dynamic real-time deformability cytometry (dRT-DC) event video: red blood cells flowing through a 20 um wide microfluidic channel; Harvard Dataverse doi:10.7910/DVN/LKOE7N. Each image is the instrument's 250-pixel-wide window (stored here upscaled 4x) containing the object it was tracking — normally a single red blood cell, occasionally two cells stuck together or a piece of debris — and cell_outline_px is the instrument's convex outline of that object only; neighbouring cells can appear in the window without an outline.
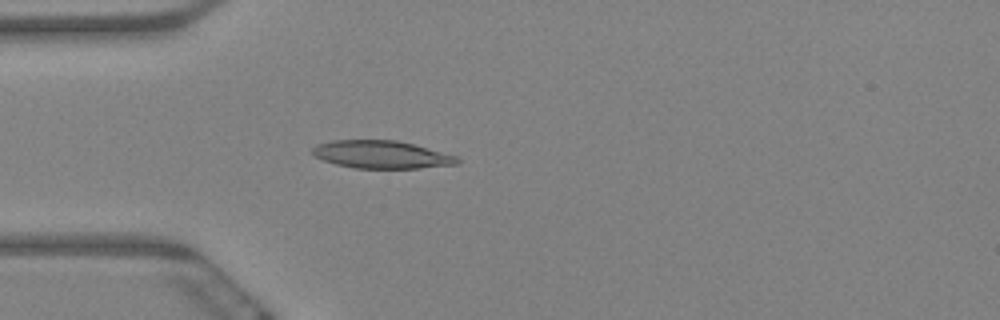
{"species": "Egyptian fruit bat (a non-hibernating species)", "species_latin": "Rousettus aegyptiacus", "temperature_condition": "warm", "stored_images_in_passage": 60, "camera_frame_rate_fps": 3000, "um_per_image_px": 0.085, "animal": {"sex": "female"}, "frame": {"image": 1, "passage_image": 17, "time_ms": 5.333, "image_size_px": [1000, 320], "cell_outline_px": [[460, 164], [420, 168], [356, 168], [336, 164], [324, 160], [316, 156], [312, 152], [312, 148], [316, 144], [332, 140], [396, 140], [412, 144], [456, 156], [460, 160]], "centroid_in_image_um": [32.42, 13.14], "position_along_channel_um": 52.6, "area_um2": 23.24}}
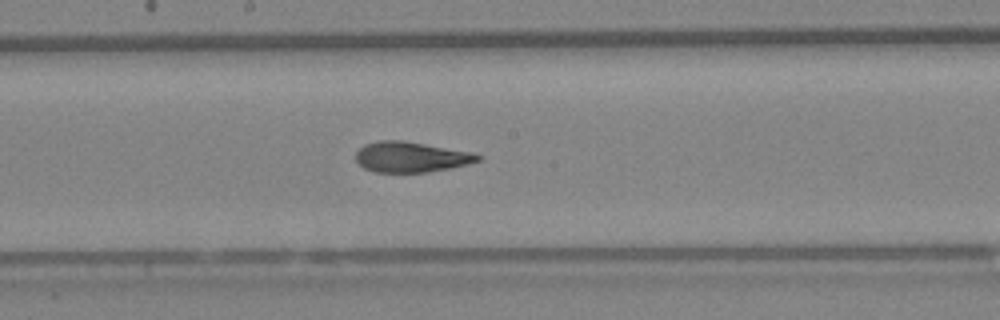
{"frame": {"image": 2, "passage_image": 32, "time_ms": 10.333, "image_size_px": [1000, 320], "cell_outline_px": [[484, 156], [480, 160], [468, 164], [428, 172], [376, 172], [364, 168], [356, 160], [356, 152], [364, 144], [380, 140], [404, 140], [472, 152]], "centroid_in_image_um": [34.94, 13.33], "position_along_channel_um": 213.3, "area_um2": 21.68}}
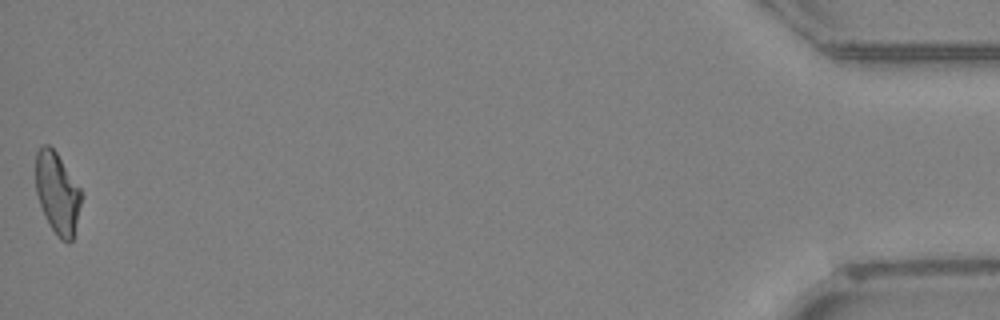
{"frame": {"image": 3, "passage_image": 60, "time_ms": 19.667, "image_size_px": [1000, 320], "cell_outline_px": [[80, 204], [72, 240], [68, 244], [60, 240], [48, 224], [40, 204], [36, 192], [36, 152], [44, 144], [48, 144], [56, 152], [80, 188]], "centroid_in_image_um": [4.85, 16.43], "position_along_channel_um": 430.4, "area_um2": 21.27}, "authors_computed_cell_mechanics": {"area_um2": 22.3975, "velocity_mm_per_s": 3.3811, "shape_relaxation_time_tau1_ms": 8.5236, "shape_relaxation_time_tau2_ms": 2.449, "deformation_change_tau1": 0.2142, "deformation_change_tau2": 0.0933}}